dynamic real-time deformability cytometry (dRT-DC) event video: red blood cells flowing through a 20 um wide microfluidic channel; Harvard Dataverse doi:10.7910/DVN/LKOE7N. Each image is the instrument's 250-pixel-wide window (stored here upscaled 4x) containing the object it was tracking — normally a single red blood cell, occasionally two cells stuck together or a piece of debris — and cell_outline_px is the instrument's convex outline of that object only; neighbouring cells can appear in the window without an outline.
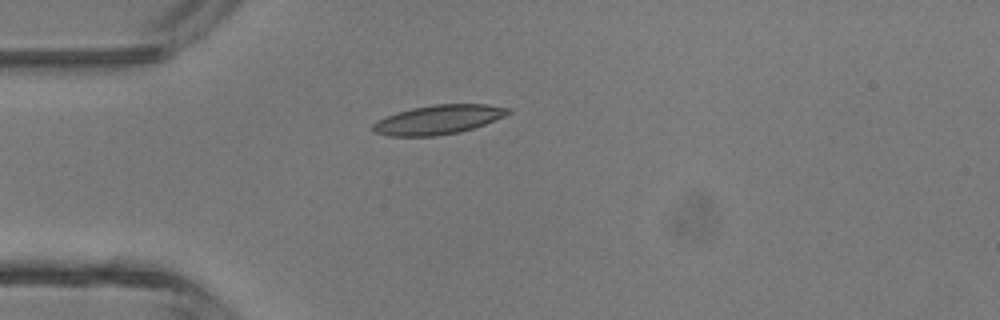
{"species": "common noctule bat (a hibernating species)", "species_latin": "Nyctalus noctula", "temperature_condition": "room temperature", "stored_images_in_passage": 2, "camera_frame_rate_fps": 3000, "um_per_image_px": 0.085, "animal": {"sex": "male", "body_mass_g": 13.3}, "frame": {"image": 1, "passage_image": 1, "time_ms": 0.0, "image_size_px": [1000, 320], "cell_outline_px": [[512, 112], [504, 116], [484, 124], [460, 132], [436, 136], [388, 136], [376, 132], [372, 128], [372, 124], [376, 120], [396, 112], [412, 108], [436, 104], [488, 104], [508, 108]], "centroid_in_image_um": [37.23, 10.17], "position_along_channel_um": 47.8, "area_um2": 22.95}}